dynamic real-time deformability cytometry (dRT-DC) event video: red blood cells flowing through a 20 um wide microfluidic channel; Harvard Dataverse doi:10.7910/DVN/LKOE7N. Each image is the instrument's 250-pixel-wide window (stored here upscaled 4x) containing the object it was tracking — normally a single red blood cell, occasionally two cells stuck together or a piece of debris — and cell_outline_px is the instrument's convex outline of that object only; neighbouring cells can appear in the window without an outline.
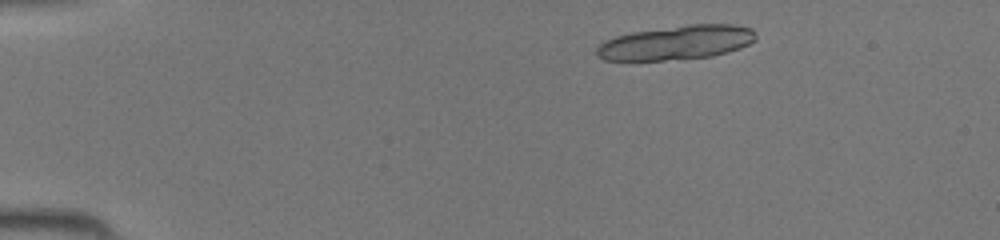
{"species": "common noctule bat (a hibernating species)", "species_latin": "Nyctalus noctula", "temperature_condition": "room temperature", "stored_images_in_passage": 10, "camera_frame_rate_fps": 3000, "um_per_image_px": 0.085, "animal": {"sex": "female", "body_mass_g": 19.5, "forearm_length_mm": 54.1}, "frame": {"image": 1, "passage_image": 4, "time_ms": 1.0, "image_size_px": [1000, 240], "cell_outline_px": [[756, 40], [740, 48], [728, 52], [712, 56], [664, 60], [604, 60], [596, 56], [596, 48], [604, 40], [616, 36], [632, 32], [688, 24], [732, 24], [752, 28], [756, 32]], "centroid_in_image_um": [57.5, 3.61], "position_along_channel_um": 27.5, "area_um2": 31.79}}